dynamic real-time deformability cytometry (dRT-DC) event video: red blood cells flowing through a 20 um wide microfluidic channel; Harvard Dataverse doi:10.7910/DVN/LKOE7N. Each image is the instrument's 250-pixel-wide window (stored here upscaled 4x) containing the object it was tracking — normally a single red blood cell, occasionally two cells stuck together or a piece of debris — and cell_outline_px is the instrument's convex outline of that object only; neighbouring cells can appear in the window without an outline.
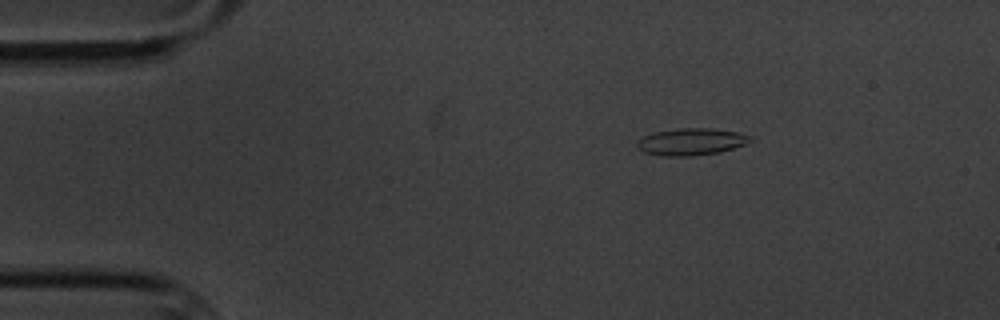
{"species": "common noctule bat (a hibernating species)", "species_latin": "Nyctalus noctula", "temperature_condition": "cold", "stored_images_in_passage": 5, "camera_frame_rate_fps": 3000, "um_per_image_px": 0.085, "animal": {"sex": "male", "body_mass_g": 20.1, "forearm_length_mm": 53.5}, "frame": {"image": 1, "passage_image": 3, "time_ms": 2.333, "image_size_px": [1000, 320], "cell_outline_px": [[756, 136], [752, 140], [744, 144], [720, 152], [688, 156], [660, 156], [644, 152], [636, 148], [636, 144], [644, 136], [656, 132], [680, 128], [708, 128], [736, 132]], "centroid_in_image_um": [58.76, 12.05], "position_along_channel_um": 26.2, "area_um2": 17.69}}